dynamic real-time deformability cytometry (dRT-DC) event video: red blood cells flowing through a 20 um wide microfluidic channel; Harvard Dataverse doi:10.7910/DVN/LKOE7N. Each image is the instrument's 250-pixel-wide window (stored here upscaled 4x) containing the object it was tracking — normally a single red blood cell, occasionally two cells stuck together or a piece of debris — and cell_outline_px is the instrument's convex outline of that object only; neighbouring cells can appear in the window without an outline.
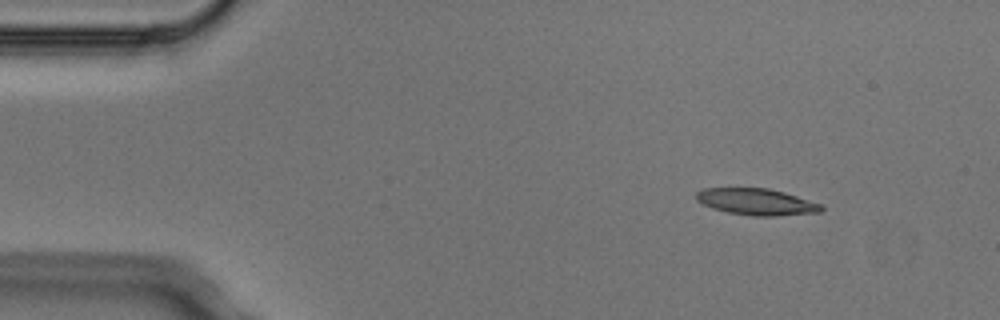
{"species": "Egyptian fruit bat (a non-hibernating species)", "species_latin": "Rousettus aegyptiacus", "temperature_condition": "cold", "stored_images_in_passage": 4, "camera_frame_rate_fps": 3000, "um_per_image_px": 0.085, "animal": {"sex": "male"}, "frame": {"image": 1, "passage_image": 2, "time_ms": 0.333, "image_size_px": [1000, 320], "cell_outline_px": [[824, 208], [820, 212], [776, 216], [752, 216], [728, 212], [712, 208], [696, 200], [696, 192], [704, 188], [768, 188], [784, 192], [824, 204]], "centroid_in_image_um": [64.34, 17.15], "position_along_channel_um": 20.7, "area_um2": 19.42}}
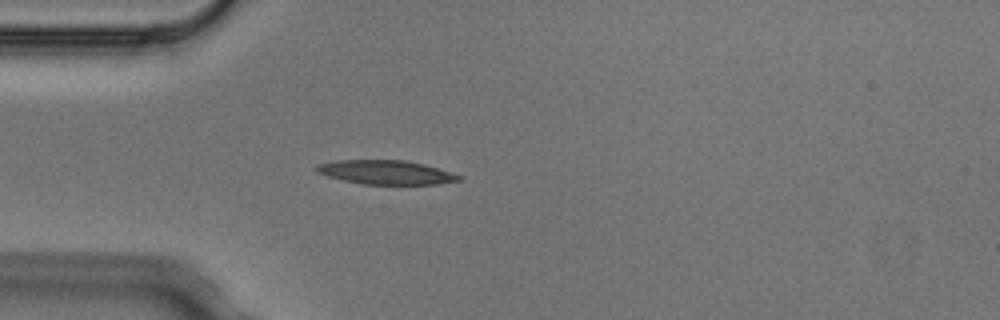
{"frame": {"image": 2, "passage_image": 4, "time_ms": 1.0, "image_size_px": [1000, 320], "cell_outline_px": [[464, 176], [460, 180], [440, 184], [364, 184], [344, 180], [328, 176], [316, 172], [312, 168], [316, 164], [336, 160], [404, 160], [424, 164]], "centroid_in_image_um": [32.78, 14.64], "position_along_channel_um": 52.2, "area_um2": 20.0}}